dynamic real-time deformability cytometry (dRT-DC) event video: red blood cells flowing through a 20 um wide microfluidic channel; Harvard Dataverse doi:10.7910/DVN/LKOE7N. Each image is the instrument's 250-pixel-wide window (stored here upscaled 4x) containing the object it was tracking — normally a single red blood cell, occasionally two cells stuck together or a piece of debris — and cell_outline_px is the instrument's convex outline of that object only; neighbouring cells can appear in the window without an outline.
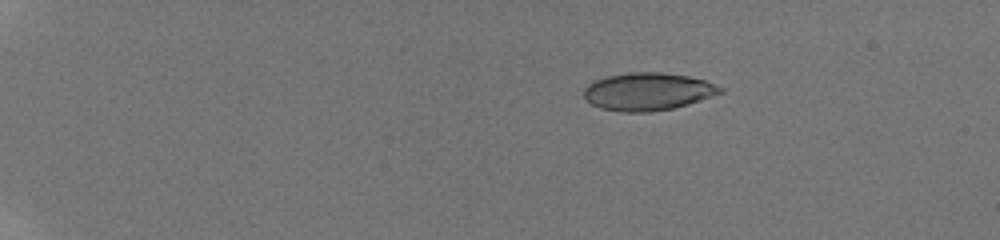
{"species": "human", "species_latin": "Homo sapiens", "temperature_condition": "room temperature", "stored_images_in_passage": 7, "camera_frame_rate_fps": 3000, "um_per_image_px": 0.085, "donor": {"sex": "male"}, "frame": {"image": 1, "passage_image": 3, "time_ms": 2.0, "image_size_px": [1000, 240], "cell_outline_px": [[724, 92], [688, 104], [672, 108], [652, 112], [620, 112], [600, 108], [584, 100], [584, 88], [588, 84], [596, 80], [608, 76], [628, 72], [660, 72], [688, 76], [704, 80], [724, 88]], "centroid_in_image_um": [55.05, 7.79], "position_along_channel_um": 30.0, "area_um2": 30.0}}
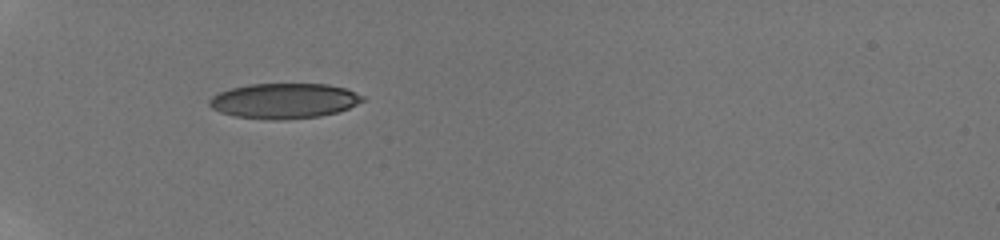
{"frame": {"image": 2, "passage_image": 6, "time_ms": 5.333, "image_size_px": [1000, 240], "cell_outline_px": [[364, 100], [348, 108], [336, 112], [320, 116], [284, 120], [268, 120], [236, 116], [220, 112], [212, 108], [208, 104], [208, 100], [212, 96], [220, 92], [232, 88], [248, 84], [328, 84], [344, 88], [364, 96]], "centroid_in_image_um": [24.12, 8.57], "position_along_channel_um": 60.9, "area_um2": 31.39}}